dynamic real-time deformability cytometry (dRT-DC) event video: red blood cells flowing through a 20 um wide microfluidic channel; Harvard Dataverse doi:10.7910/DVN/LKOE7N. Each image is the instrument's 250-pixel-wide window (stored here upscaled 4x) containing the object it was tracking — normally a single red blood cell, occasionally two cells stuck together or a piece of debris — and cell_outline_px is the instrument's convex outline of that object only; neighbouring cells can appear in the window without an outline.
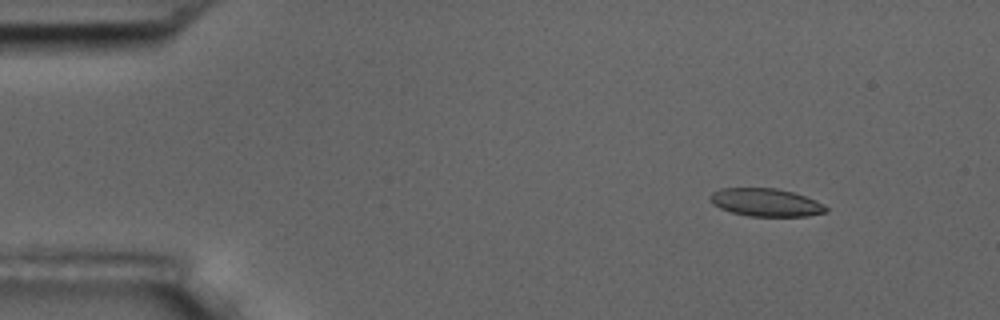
{"species": "common noctule bat (a hibernating species)", "species_latin": "Nyctalus noctula", "temperature_condition": "room temperature", "stored_images_in_passage": 5, "camera_frame_rate_fps": 3000, "um_per_image_px": 0.085, "animal": {"sex": "male", "body_mass_g": 17.5, "forearm_length_mm": 52.3}, "frame": {"image": 1, "passage_image": 2, "time_ms": 1.0, "image_size_px": [1000, 320], "cell_outline_px": [[828, 212], [808, 216], [748, 216], [732, 212], [720, 208], [712, 204], [712, 192], [720, 188], [776, 188], [792, 192], [816, 200], [824, 204], [828, 208]], "centroid_in_image_um": [65.13, 17.21], "position_along_channel_um": 19.9, "area_um2": 18.79}}
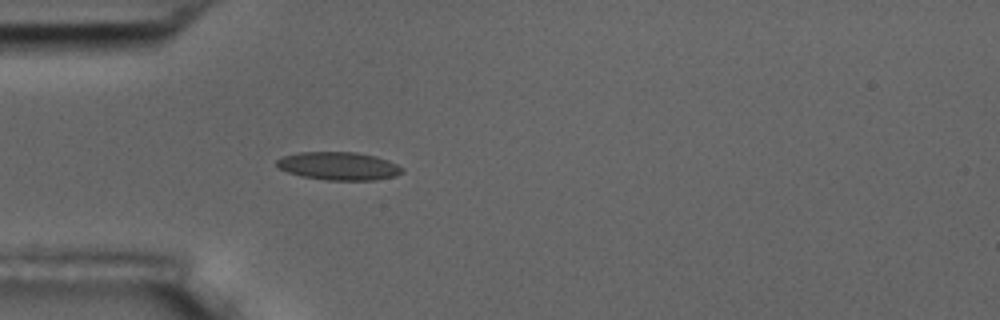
{"frame": {"image": 2, "passage_image": 5, "time_ms": 4.333, "image_size_px": [1000, 320], "cell_outline_px": [[404, 172], [396, 176], [376, 180], [328, 180], [304, 176], [288, 172], [280, 168], [276, 164], [276, 160], [280, 156], [300, 152], [356, 152], [376, 156], [388, 160], [404, 168]], "centroid_in_image_um": [28.82, 14.1], "position_along_channel_um": 56.2, "area_um2": 20.58}}